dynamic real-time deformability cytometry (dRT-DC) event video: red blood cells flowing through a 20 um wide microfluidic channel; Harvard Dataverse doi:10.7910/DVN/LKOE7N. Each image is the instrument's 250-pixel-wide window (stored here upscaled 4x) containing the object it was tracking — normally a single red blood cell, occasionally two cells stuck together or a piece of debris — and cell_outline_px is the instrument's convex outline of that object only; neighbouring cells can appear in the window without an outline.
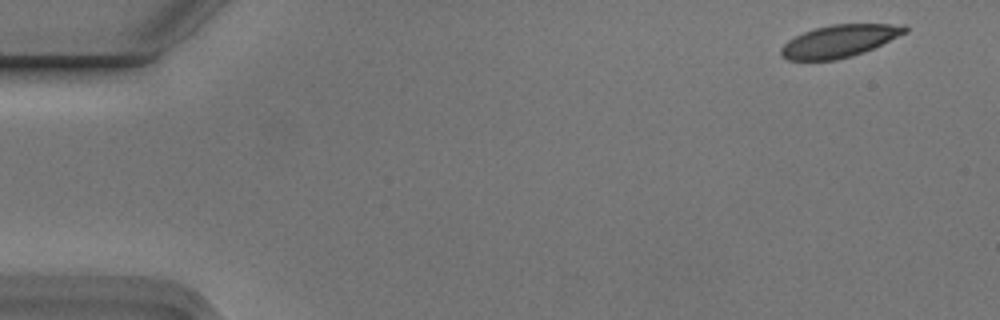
{"species": "Egyptian fruit bat (a non-hibernating species)", "species_latin": "Rousettus aegyptiacus", "temperature_condition": "cold", "stored_images_in_passage": 4, "camera_frame_rate_fps": 3000, "um_per_image_px": 0.085, "animal": {"sex": "male"}, "frame": {"image": 1, "passage_image": 1, "time_ms": 0.0, "image_size_px": [1000, 320], "cell_outline_px": [[908, 32], [864, 52], [852, 56], [836, 60], [788, 60], [780, 56], [780, 48], [788, 40], [804, 32], [816, 28], [832, 24], [904, 24], [908, 28]], "centroid_in_image_um": [71.35, 3.49], "position_along_channel_um": 13.7, "area_um2": 23.35}}
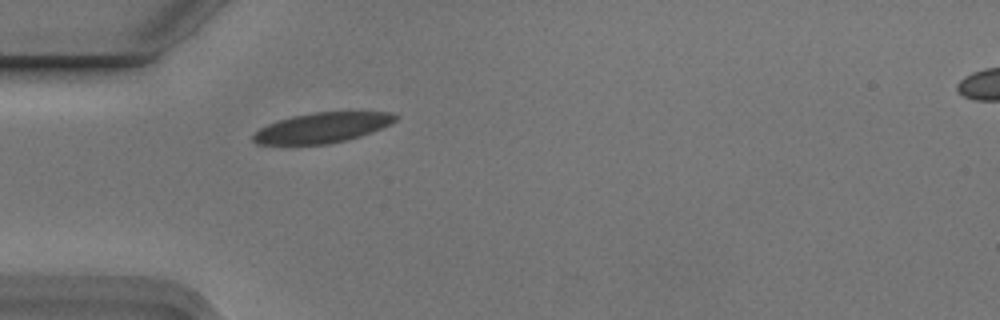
{"frame": {"image": 2, "passage_image": 4, "time_ms": 1.0, "image_size_px": [1000, 320], "cell_outline_px": [[400, 116], [392, 124], [372, 132], [360, 136], [328, 144], [256, 144], [252, 140], [252, 136], [260, 128], [268, 124], [292, 116], [312, 112], [392, 112]], "centroid_in_image_um": [27.43, 10.85], "position_along_channel_um": 57.6, "area_um2": 24.91}}